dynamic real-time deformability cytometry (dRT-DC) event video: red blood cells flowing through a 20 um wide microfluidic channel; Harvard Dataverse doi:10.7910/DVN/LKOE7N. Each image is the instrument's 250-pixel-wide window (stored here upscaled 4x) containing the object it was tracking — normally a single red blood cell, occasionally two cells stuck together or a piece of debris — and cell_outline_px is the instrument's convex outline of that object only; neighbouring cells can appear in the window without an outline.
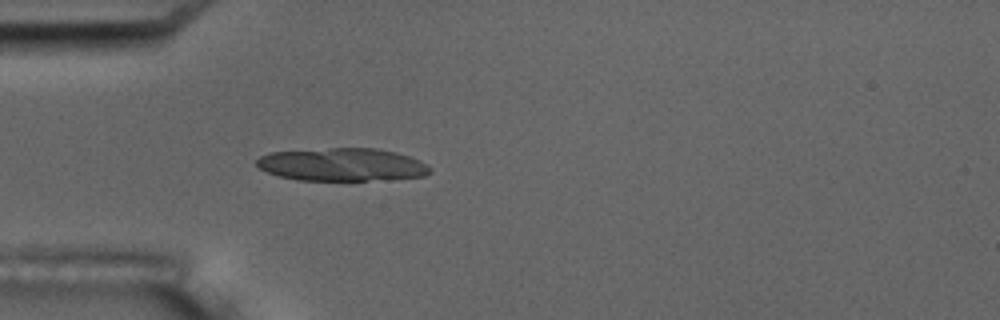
{"species": "common noctule bat (a hibernating species)", "species_latin": "Nyctalus noctula", "temperature_condition": "room temperature", "stored_images_in_passage": 6, "camera_frame_rate_fps": 3000, "um_per_image_px": 0.085, "animal": {"sex": "male", "body_mass_g": 17.5, "forearm_length_mm": 52.3}, "frame": {"image": 1, "passage_image": 6, "time_ms": 5.667, "image_size_px": [1000, 320], "cell_outline_px": [[432, 172], [424, 176], [368, 180], [296, 180], [280, 176], [268, 172], [260, 168], [256, 164], [256, 160], [260, 156], [268, 152], [328, 148], [376, 148], [396, 152], [420, 160], [432, 168]], "centroid_in_image_um": [29.07, 13.98], "position_along_channel_um": 55.9, "area_um2": 33.23}}